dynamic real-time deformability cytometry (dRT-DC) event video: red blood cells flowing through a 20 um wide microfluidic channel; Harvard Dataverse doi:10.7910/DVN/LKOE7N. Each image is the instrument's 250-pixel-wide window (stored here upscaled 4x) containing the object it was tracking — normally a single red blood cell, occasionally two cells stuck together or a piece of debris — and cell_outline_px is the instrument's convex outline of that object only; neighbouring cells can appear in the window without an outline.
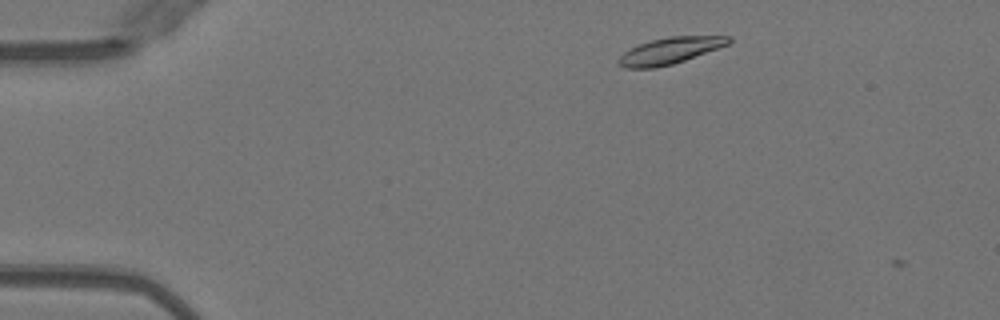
{"species": "Egyptian fruit bat (a non-hibernating species)", "species_latin": "Rousettus aegyptiacus", "temperature_condition": "warm", "stored_images_in_passage": 5, "camera_frame_rate_fps": 3000, "um_per_image_px": 0.085, "animal": {"sex": "female"}, "frame": {"image": 1, "passage_image": 4, "time_ms": 1.0, "image_size_px": [1000, 320], "cell_outline_px": [[732, 40], [728, 44], [684, 60], [672, 64], [656, 68], [624, 68], [616, 64], [616, 60], [624, 52], [640, 44], [652, 40], [668, 36], [732, 36]], "centroid_in_image_um": [56.9, 4.31], "position_along_channel_um": 28.1, "area_um2": 16.82}}